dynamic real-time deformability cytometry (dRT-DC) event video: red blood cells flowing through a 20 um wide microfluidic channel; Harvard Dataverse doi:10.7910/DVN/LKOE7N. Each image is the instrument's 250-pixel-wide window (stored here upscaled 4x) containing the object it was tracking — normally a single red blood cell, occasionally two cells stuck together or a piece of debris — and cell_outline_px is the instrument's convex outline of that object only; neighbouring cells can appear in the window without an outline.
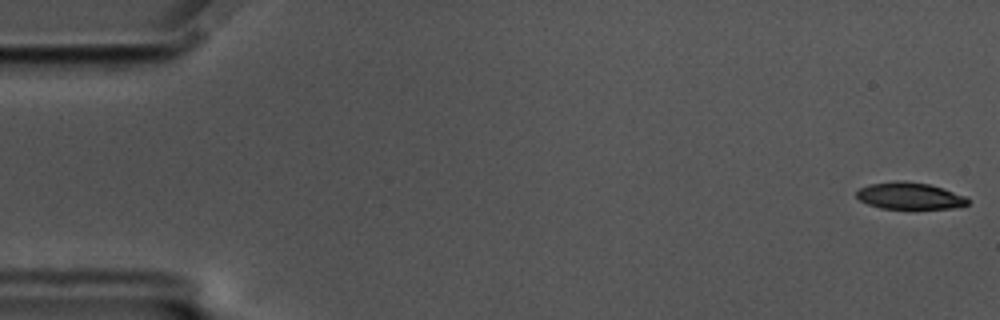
{"species": "common noctule bat (a hibernating species)", "species_latin": "Nyctalus noctula", "temperature_condition": "cold", "stored_images_in_passage": 57, "camera_frame_rate_fps": 3000, "um_per_image_px": 0.085, "animal": {"sex": "male", "body_mass_g": 17.5, "forearm_length_mm": 52.3}, "frame": {"image": 1, "passage_image": 1, "time_ms": 0.0, "image_size_px": [1000, 320], "cell_outline_px": [[968, 204], [956, 208], [912, 212], [880, 208], [868, 204], [860, 200], [856, 196], [856, 192], [860, 188], [868, 184], [896, 180], [904, 180], [928, 184], [944, 188], [968, 196]], "centroid_in_image_um": [77.37, 16.7], "position_along_channel_um": 7.6, "area_um2": 18.61}}
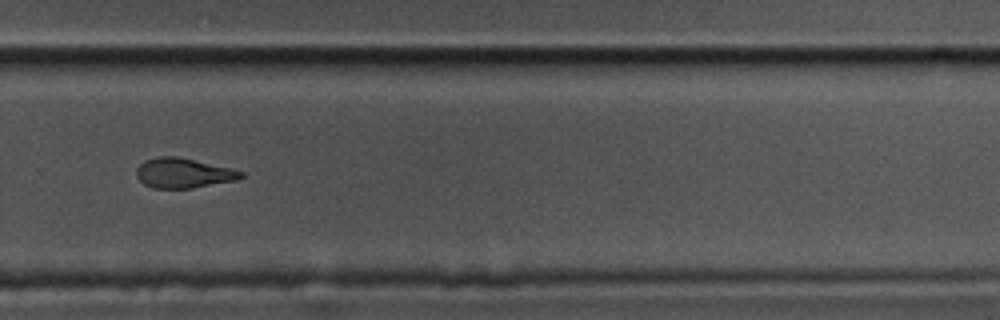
{"frame": {"image": 2, "passage_image": 39, "time_ms": 12.667, "image_size_px": [1000, 320], "cell_outline_px": [[244, 176], [236, 180], [192, 188], [152, 188], [144, 184], [136, 176], [136, 168], [144, 160], [156, 156], [176, 156], [232, 168], [244, 172]], "centroid_in_image_um": [15.57, 14.7], "position_along_channel_um": 314.2, "area_um2": 18.26}}
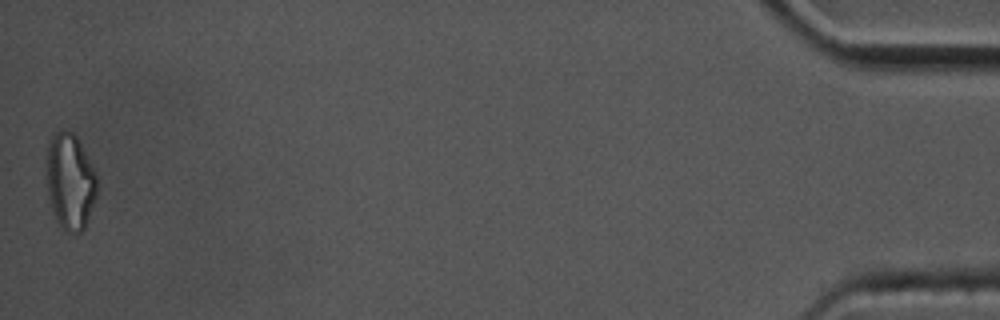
{"frame": {"image": 3, "passage_image": 57, "time_ms": 18.667, "image_size_px": [1000, 320], "cell_outline_px": [[96, 196], [84, 228], [80, 232], [68, 232], [56, 220], [52, 208], [48, 192], [48, 144], [52, 136], [60, 128], [68, 128], [76, 136], [96, 172]], "centroid_in_image_um": [5.97, 15.38], "position_along_channel_um": 429.2, "area_um2": 27.74}, "authors_computed_cell_mechanics": {"area_um2": 19.1318, "velocity_mm_per_s": 3.5095, "shape_relaxation_time_tau1_ms": 5.5243, "shape_relaxation_time_tau2_ms": 4.0991, "deformation_change_tau1": 0.1561, "deformation_change_tau2": 0.1274}}